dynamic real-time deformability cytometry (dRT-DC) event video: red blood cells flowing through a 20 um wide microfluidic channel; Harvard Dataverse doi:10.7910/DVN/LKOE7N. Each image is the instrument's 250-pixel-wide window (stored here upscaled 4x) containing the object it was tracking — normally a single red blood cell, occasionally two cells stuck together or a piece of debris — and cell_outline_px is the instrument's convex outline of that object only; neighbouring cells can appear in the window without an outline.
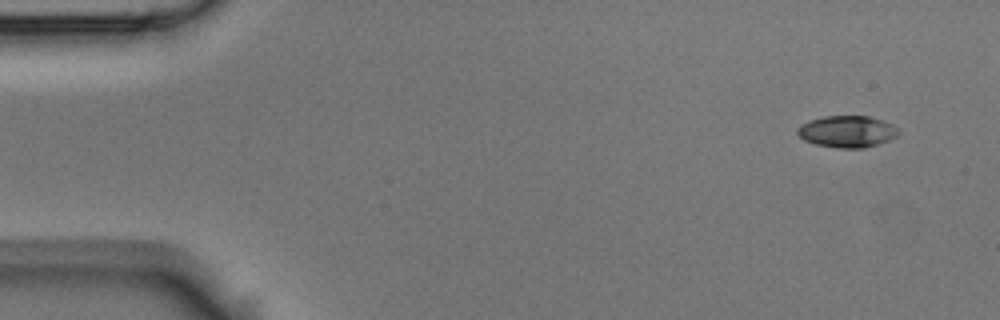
{"species": "Egyptian fruit bat (a non-hibernating species)", "species_latin": "Rousettus aegyptiacus", "temperature_condition": "room temperature", "stored_images_in_passage": 4, "camera_frame_rate_fps": 3000, "um_per_image_px": 0.085, "animal": {"sex": "male"}, "frame": {"image": 1, "passage_image": 1, "time_ms": 0.0, "image_size_px": [1000, 320], "cell_outline_px": [[900, 132], [896, 136], [888, 140], [864, 148], [840, 148], [816, 144], [804, 140], [796, 132], [796, 128], [800, 124], [808, 120], [824, 116], [868, 116], [892, 124]], "centroid_in_image_um": [71.96, 11.17], "position_along_channel_um": 13.0, "area_um2": 18.55}}
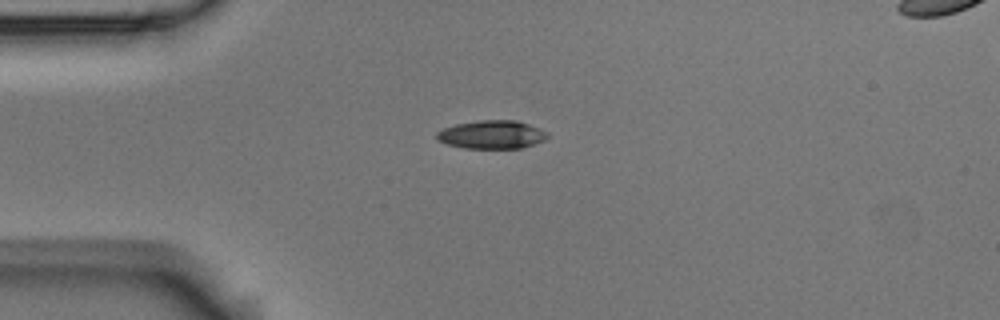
{"frame": {"image": 2, "passage_image": 3, "time_ms": 0.667, "image_size_px": [1000, 320], "cell_outline_px": [[548, 136], [544, 140], [520, 148], [464, 148], [448, 144], [436, 140], [436, 132], [444, 128], [456, 124], [480, 120], [516, 120], [540, 128], [548, 132]], "centroid_in_image_um": [41.79, 11.43], "position_along_channel_um": 43.2, "area_um2": 18.21}}